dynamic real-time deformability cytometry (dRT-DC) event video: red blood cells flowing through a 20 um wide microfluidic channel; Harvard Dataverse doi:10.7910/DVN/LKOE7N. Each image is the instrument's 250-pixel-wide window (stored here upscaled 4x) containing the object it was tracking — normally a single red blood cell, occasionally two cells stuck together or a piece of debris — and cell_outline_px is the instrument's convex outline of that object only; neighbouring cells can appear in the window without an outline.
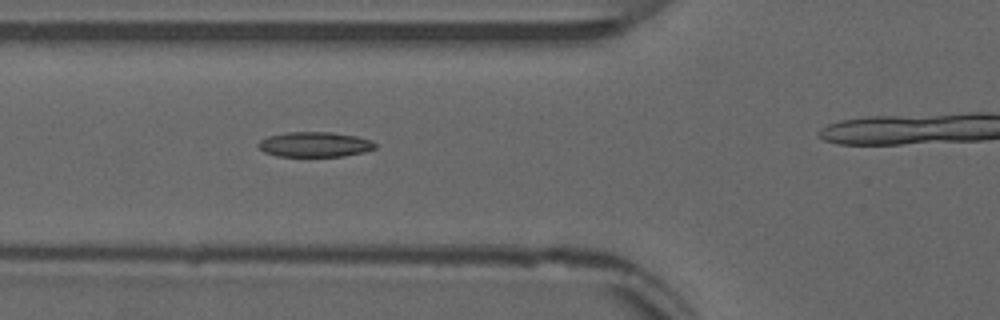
{"species": "common noctule bat (a hibernating species)", "species_latin": "Nyctalus noctula", "temperature_condition": "warm", "stored_images_in_passage": 41, "camera_frame_rate_fps": 3000, "um_per_image_px": 0.085, "animal": {"sex": "male", "forearm_length_mm": 52.5}, "frame": {"image": 1, "passage_image": 18, "time_ms": 5.667, "image_size_px": [1000, 320], "cell_outline_px": [[376, 148], [364, 152], [344, 156], [276, 156], [264, 152], [256, 144], [260, 140], [268, 136], [284, 132], [332, 132], [356, 136], [372, 140], [376, 144]], "centroid_in_image_um": [26.75, 12.27], "position_along_channel_um": 99.1, "area_um2": 17.17}}
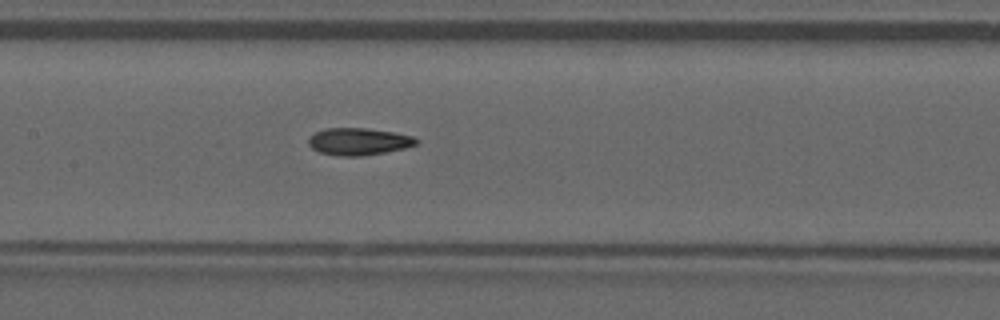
{"frame": {"image": 2, "passage_image": 24, "time_ms": 7.667, "image_size_px": [1000, 320], "cell_outline_px": [[420, 140], [416, 144], [404, 148], [384, 152], [360, 156], [340, 156], [320, 152], [312, 148], [308, 144], [308, 140], [316, 132], [324, 128], [368, 128], [396, 132], [412, 136]], "centroid_in_image_um": [30.5, 12.02], "position_along_channel_um": 176.9, "area_um2": 16.99}}